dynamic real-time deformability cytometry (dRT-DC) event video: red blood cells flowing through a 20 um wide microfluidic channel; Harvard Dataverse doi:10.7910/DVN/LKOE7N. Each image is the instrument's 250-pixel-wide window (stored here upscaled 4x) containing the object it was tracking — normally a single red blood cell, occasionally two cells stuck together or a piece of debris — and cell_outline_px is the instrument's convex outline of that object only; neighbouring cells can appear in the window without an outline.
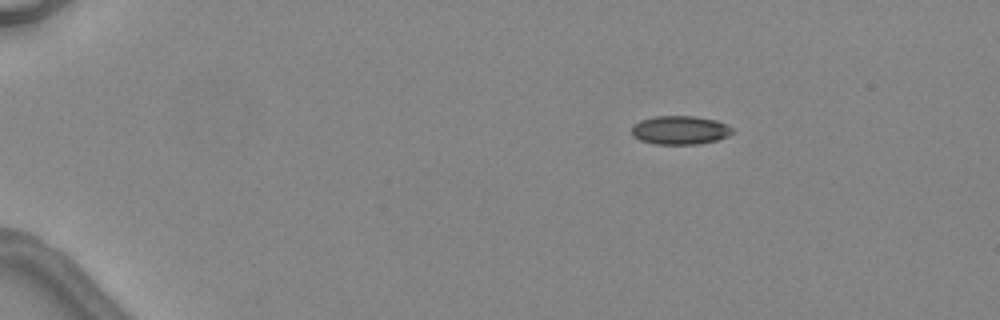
{"species": "common noctule bat (a hibernating species)", "species_latin": "Nyctalus noctula", "temperature_condition": "warm", "stored_images_in_passage": 3, "camera_frame_rate_fps": 3000, "um_per_image_px": 0.085, "animal": {"sex": "female", "body_mass_g": 24.6, "forearm_length_mm": 56.2}, "frame": {"image": 1, "passage_image": 1, "time_ms": 0.0, "image_size_px": [1000, 320], "cell_outline_px": [[732, 132], [728, 136], [716, 140], [696, 144], [656, 144], [640, 140], [632, 136], [632, 124], [640, 120], [652, 116], [692, 116], [716, 120], [732, 128]], "centroid_in_image_um": [57.74, 11.05], "position_along_channel_um": 27.3, "area_um2": 16.76}}